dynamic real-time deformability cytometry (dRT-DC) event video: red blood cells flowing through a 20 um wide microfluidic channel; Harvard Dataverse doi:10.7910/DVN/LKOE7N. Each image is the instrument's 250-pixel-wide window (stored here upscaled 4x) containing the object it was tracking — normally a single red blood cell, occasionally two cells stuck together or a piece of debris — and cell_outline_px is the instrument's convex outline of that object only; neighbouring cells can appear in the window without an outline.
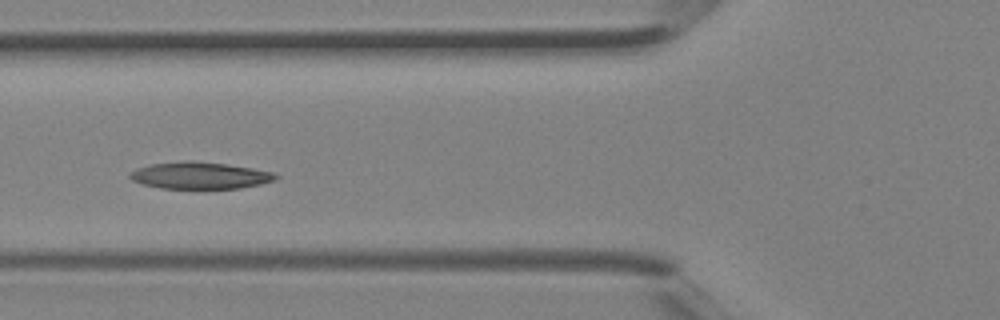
{"species": "Egyptian fruit bat (a non-hibernating species)", "species_latin": "Rousettus aegyptiacus", "temperature_condition": "room temperature", "stored_images_in_passage": 4, "camera_frame_rate_fps": 3000, "um_per_image_px": 0.085, "animal": {"sex": "female"}, "frame": {"image": 1, "passage_image": 4, "time_ms": 1.0, "image_size_px": [1000, 320], "cell_outline_px": [[280, 176], [276, 180], [260, 184], [240, 188], [160, 188], [144, 184], [132, 180], [128, 176], [136, 168], [148, 164], [188, 160], [192, 160], [228, 164], [252, 168], [272, 172]], "centroid_in_image_um": [16.99, 14.9], "position_along_channel_um": 108.8, "area_um2": 22.83}}